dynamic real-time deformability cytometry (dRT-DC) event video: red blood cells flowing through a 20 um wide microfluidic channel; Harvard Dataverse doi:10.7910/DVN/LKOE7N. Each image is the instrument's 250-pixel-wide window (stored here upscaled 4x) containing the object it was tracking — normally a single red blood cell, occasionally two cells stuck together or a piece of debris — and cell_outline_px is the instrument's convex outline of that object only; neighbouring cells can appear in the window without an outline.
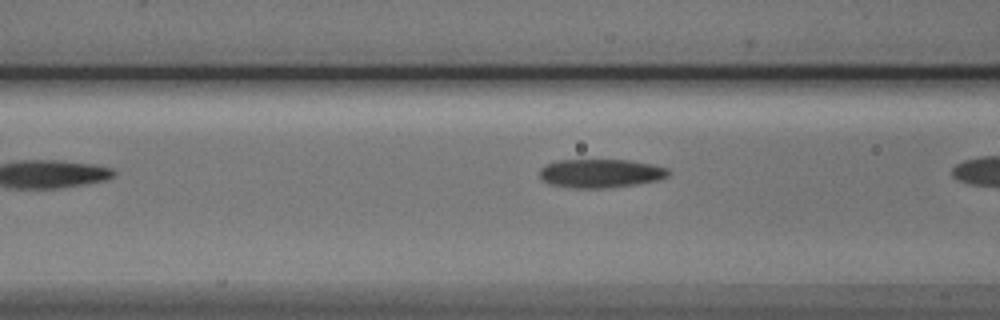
{"species": "Egyptian fruit bat (a non-hibernating species)", "species_latin": "Rousettus aegyptiacus", "temperature_condition": "cold", "stored_images_in_passage": 4, "camera_frame_rate_fps": 3000, "um_per_image_px": 0.085, "animal": {"sex": "male"}, "frame": {"image": 1, "passage_image": 3, "time_ms": 2.333, "image_size_px": [1000, 320], "cell_outline_px": [[672, 172], [668, 176], [660, 180], [636, 184], [604, 188], [576, 188], [548, 184], [540, 176], [540, 168], [544, 164], [556, 160], [628, 160], [652, 164], [668, 168]], "centroid_in_image_um": [51.06, 14.73], "position_along_channel_um": 115.5, "area_um2": 21.68}}